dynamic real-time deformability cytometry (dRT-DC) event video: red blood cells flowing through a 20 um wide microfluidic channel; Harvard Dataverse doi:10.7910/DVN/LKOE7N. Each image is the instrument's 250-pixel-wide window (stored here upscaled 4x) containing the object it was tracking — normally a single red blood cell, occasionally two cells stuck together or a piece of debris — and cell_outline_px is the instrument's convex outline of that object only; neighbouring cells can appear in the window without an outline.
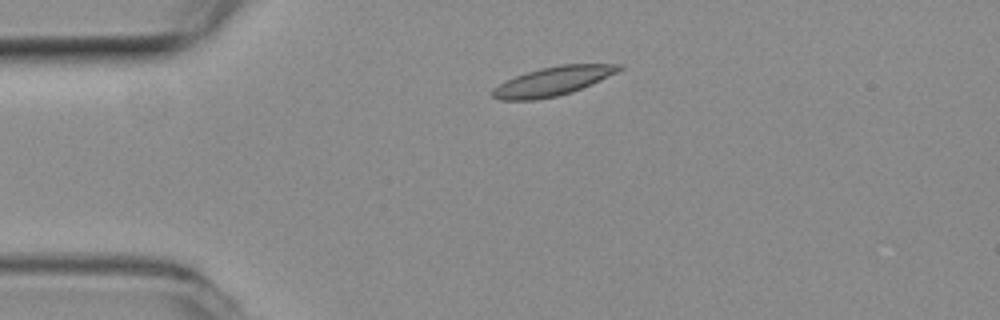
{"species": "common noctule bat (a hibernating species)", "species_latin": "Nyctalus noctula", "temperature_condition": "room temperature", "stored_images_in_passage": 43, "camera_frame_rate_fps": 3000, "um_per_image_px": 0.085, "animal": {"sex": "female", "body_mass_g": 19.3, "forearm_length_mm": 54.1}, "frame": {"image": 1, "passage_image": 1, "time_ms": 0.0, "image_size_px": [1000, 320], "cell_outline_px": [[624, 68], [592, 84], [572, 92], [556, 96], [536, 100], [500, 100], [492, 96], [492, 88], [516, 76], [540, 68], [560, 64], [624, 64]], "centroid_in_image_um": [47.01, 6.9], "position_along_channel_um": 38.0, "area_um2": 21.15}}
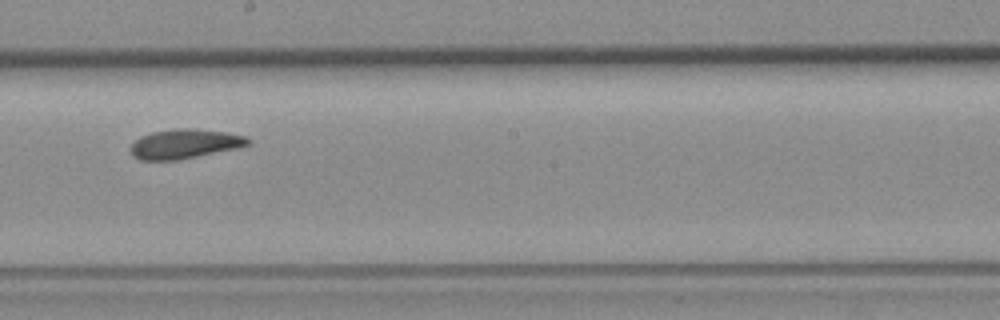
{"frame": {"image": 2, "passage_image": 19, "time_ms": 6.0, "image_size_px": [1000, 320], "cell_outline_px": [[252, 140], [248, 144], [236, 148], [176, 160], [140, 160], [132, 156], [128, 148], [140, 136], [152, 132], [176, 128], [192, 128], [228, 132], [248, 136]], "centroid_in_image_um": [15.68, 12.22], "position_along_channel_um": 232.5, "area_um2": 20.23}}
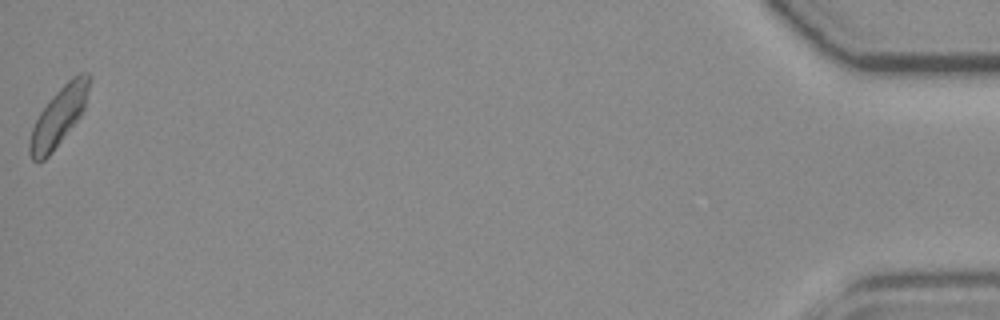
{"frame": {"image": 3, "passage_image": 43, "time_ms": 14.0, "image_size_px": [1000, 320], "cell_outline_px": [[92, 80], [84, 108], [80, 116], [52, 152], [44, 160], [32, 160], [28, 152], [28, 140], [32, 128], [40, 112], [52, 96], [72, 76], [80, 72], [88, 72], [92, 76]], "centroid_in_image_um": [5.01, 9.86], "position_along_channel_um": 430.2, "area_um2": 20.35}, "authors_computed_cell_mechanics": {"area_um2": 19.9988, "velocity_mm_per_s": 3.7771, "shape_relaxation_time_tau1_ms": 5.9353, "shape_relaxation_time_tau2_ms": 4.2426, "deformation_change_tau1": 0.1499, "deformation_change_tau2": 0.1041}}